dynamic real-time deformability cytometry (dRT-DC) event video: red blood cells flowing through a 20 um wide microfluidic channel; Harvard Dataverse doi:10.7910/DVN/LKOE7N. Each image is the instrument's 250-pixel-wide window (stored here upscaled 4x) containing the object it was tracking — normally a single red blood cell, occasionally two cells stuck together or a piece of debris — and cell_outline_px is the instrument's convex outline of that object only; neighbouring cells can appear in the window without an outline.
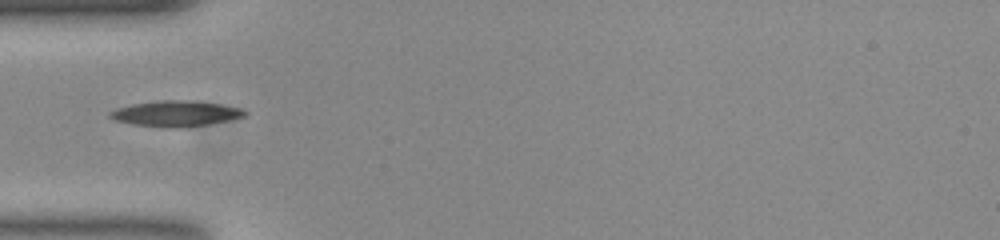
{"species": "common noctule bat (a hibernating species)", "species_latin": "Nyctalus noctula", "temperature_condition": "room temperature", "stored_images_in_passage": 38, "camera_frame_rate_fps": 3000, "um_per_image_px": 0.085, "animal": {"sex": "female", "body_mass_g": 23.0, "forearm_length_mm": 53.4}, "frame": {"image": 1, "passage_image": 1, "time_ms": 0.0, "image_size_px": [1000, 240], "cell_outline_px": [[248, 116], [188, 128], [164, 128], [132, 124], [112, 120], [108, 116], [108, 112], [116, 108], [132, 104], [156, 100], [192, 100], [220, 104], [240, 108], [248, 112]], "centroid_in_image_um": [14.91, 9.66], "position_along_channel_um": 70.1, "area_um2": 20.63}}
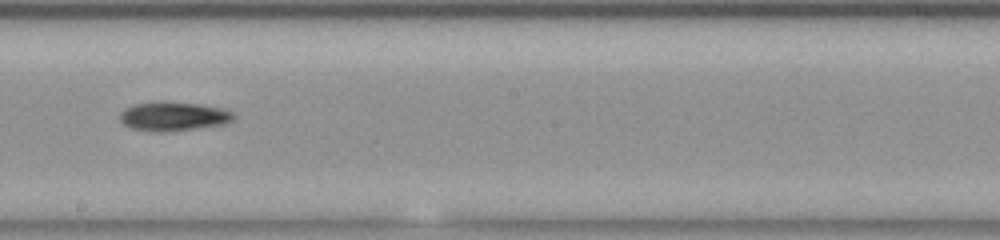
{"frame": {"image": 2, "passage_image": 14, "time_ms": 4.333, "image_size_px": [1000, 240], "cell_outline_px": [[236, 116], [232, 120], [224, 124], [196, 128], [160, 132], [156, 132], [132, 128], [124, 124], [120, 120], [120, 112], [124, 108], [132, 104], [152, 100], [164, 100], [200, 104], [220, 108], [232, 112]], "centroid_in_image_um": [14.69, 9.85], "position_along_channel_um": 233.5, "area_um2": 19.54}}
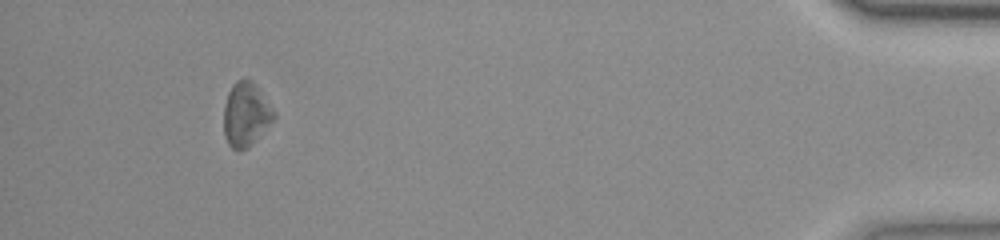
{"frame": {"image": 3, "passage_image": 34, "time_ms": 11.0, "image_size_px": [1000, 240], "cell_outline_px": [[276, 116], [248, 148], [240, 152], [236, 152], [228, 144], [224, 136], [224, 108], [228, 92], [232, 84], [236, 80], [252, 80], [256, 84], [276, 112]], "centroid_in_image_um": [20.89, 9.74], "position_along_channel_um": 414.3, "area_um2": 18.79}}